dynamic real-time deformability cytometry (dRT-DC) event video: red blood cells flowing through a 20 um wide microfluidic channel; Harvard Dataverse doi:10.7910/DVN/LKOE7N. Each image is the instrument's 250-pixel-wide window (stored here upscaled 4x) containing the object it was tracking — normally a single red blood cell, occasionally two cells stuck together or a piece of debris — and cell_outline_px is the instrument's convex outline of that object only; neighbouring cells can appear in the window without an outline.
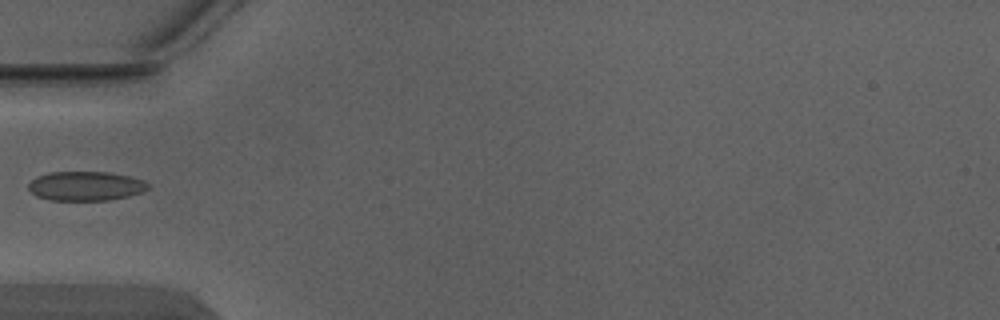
{"species": "Egyptian fruit bat (a non-hibernating species)", "species_latin": "Rousettus aegyptiacus", "temperature_condition": "warm", "stored_images_in_passage": 3, "camera_frame_rate_fps": 3000, "um_per_image_px": 0.085, "animal": {"sex": "male"}, "frame": {"image": 1, "passage_image": 3, "time_ms": 0.667, "image_size_px": [1000, 320], "cell_outline_px": [[148, 188], [144, 192], [128, 196], [108, 200], [48, 200], [36, 196], [28, 188], [28, 184], [36, 176], [48, 172], [108, 172], [128, 176], [144, 180], [148, 184]], "centroid_in_image_um": [7.27, 15.81], "position_along_channel_um": 77.7, "area_um2": 20.46}}